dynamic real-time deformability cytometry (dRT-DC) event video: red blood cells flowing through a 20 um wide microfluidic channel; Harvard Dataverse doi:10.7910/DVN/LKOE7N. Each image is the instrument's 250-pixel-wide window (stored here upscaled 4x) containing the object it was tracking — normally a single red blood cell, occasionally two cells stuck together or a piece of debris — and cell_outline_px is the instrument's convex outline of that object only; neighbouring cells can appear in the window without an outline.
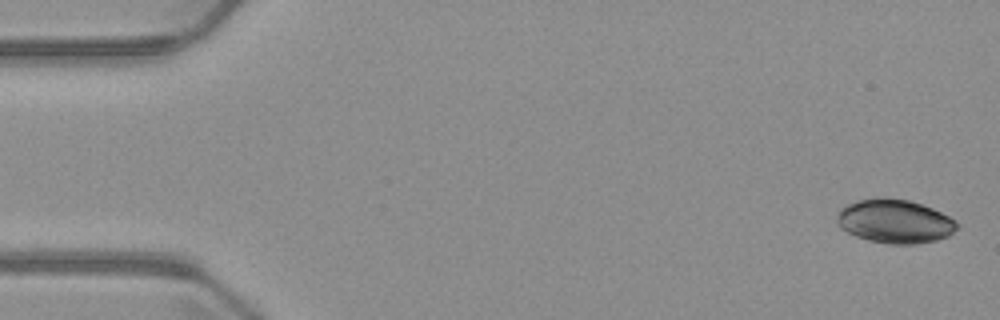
{"species": "common noctule bat (a hibernating species)", "species_latin": "Nyctalus noctula", "temperature_condition": "warm", "stored_images_in_passage": 5, "camera_frame_rate_fps": 3000, "um_per_image_px": 0.085, "animal": {"sex": "male", "body_mass_g": 23.1, "forearm_length_mm": 52.7}, "frame": {"image": 1, "passage_image": 1, "time_ms": 0.0, "image_size_px": [1000, 320], "cell_outline_px": [[960, 228], [948, 236], [936, 240], [916, 244], [888, 244], [868, 240], [856, 236], [840, 228], [836, 224], [836, 216], [840, 208], [848, 204], [860, 200], [876, 196], [884, 196], [908, 200], [932, 208], [956, 220], [960, 224]], "centroid_in_image_um": [76.05, 18.8], "position_along_channel_um": 8.9, "area_um2": 31.04}}
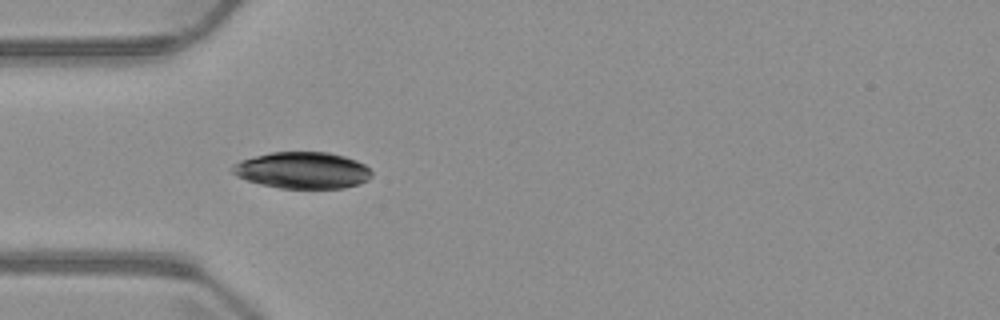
{"frame": {"image": 2, "passage_image": 5, "time_ms": 4.667, "image_size_px": [1000, 320], "cell_outline_px": [[372, 176], [368, 180], [360, 184], [344, 188], [280, 188], [260, 184], [236, 176], [228, 168], [232, 164], [240, 160], [272, 152], [328, 152], [344, 156], [356, 160], [364, 164], [372, 172]], "centroid_in_image_um": [25.7, 14.47], "position_along_channel_um": 59.3, "area_um2": 29.82}}